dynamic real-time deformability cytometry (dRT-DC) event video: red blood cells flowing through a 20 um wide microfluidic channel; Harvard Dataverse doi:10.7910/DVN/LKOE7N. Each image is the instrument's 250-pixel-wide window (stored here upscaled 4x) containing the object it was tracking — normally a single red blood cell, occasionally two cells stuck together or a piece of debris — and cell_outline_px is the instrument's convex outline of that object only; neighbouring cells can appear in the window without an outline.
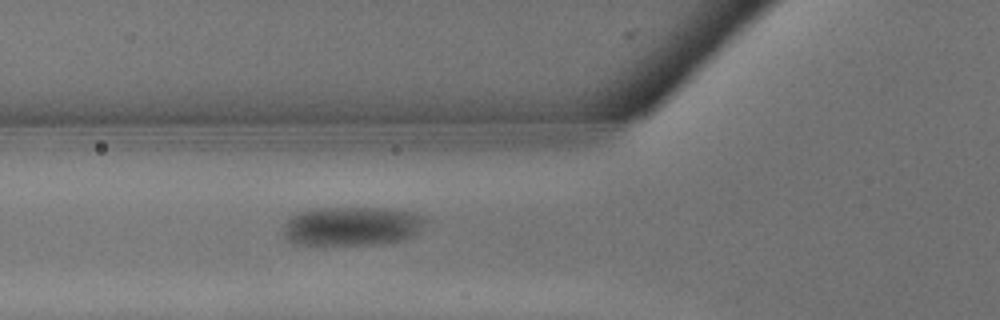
{"species": "common noctule bat (a hibernating species)", "species_latin": "Nyctalus noctula", "temperature_condition": "warm", "stored_images_in_passage": 2, "camera_frame_rate_fps": 3000, "um_per_image_px": 0.085, "animal": {"sex": "male", "body_mass_g": 13.3}, "frame": {"image": 1, "passage_image": 2, "time_ms": 0.333, "image_size_px": [1000, 320], "cell_outline_px": [[428, 220], [412, 236], [400, 240], [372, 244], [296, 244], [288, 240], [284, 236], [284, 224], [292, 216], [300, 212], [320, 208], [388, 208], [408, 212], [420, 216]], "centroid_in_image_um": [29.88, 19.22], "position_along_channel_um": 95.9, "area_um2": 31.67}}